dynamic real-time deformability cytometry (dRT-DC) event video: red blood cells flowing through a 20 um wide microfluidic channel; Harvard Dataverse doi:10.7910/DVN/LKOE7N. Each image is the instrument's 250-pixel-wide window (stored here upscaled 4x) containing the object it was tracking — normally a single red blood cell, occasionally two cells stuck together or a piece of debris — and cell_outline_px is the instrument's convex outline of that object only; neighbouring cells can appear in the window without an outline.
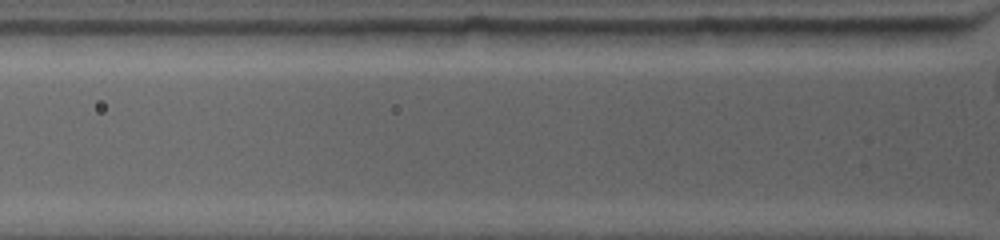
{"species": "common noctule bat (a hibernating species)", "species_latin": "Nyctalus noctula", "temperature_condition": "warm", "stored_images_in_passage": 2, "segment_of_instrument_passage": [2, 2], "camera_frame_rate_fps": 4500, "um_per_image_px": 0.085, "animal": {"sex": "female", "body_mass_g": 19.0, "forearm_length_mm": 53.3}, "frame": {"image": 1, "passage_image": 2, "time_ms": 0.444, "image_size_px": [1000, 240], "cell_outline_px": [[956, 36], [940, 44], [908, 48], [832, 44], [820, 32], [820, 28], [956, 28]], "centroid_in_image_um": [75.55, 3.11], "position_along_channel_um": 50.3, "area_um2": 16.3}}